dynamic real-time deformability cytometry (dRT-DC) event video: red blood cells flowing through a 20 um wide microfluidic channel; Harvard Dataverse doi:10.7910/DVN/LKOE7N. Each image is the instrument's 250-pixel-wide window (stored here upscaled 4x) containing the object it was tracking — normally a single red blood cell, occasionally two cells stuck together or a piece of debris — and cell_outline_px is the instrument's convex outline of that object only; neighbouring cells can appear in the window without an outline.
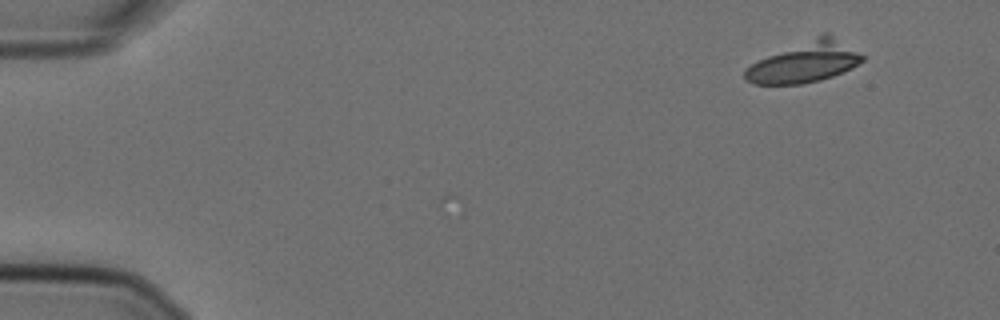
{"species": "Egyptian fruit bat (a non-hibernating species)", "species_latin": "Rousettus aegyptiacus", "temperature_condition": "cold", "stored_images_in_passage": 11, "camera_frame_rate_fps": 3000, "um_per_image_px": 0.085, "animal": {"sex": "female"}, "frame": {"image": 1, "passage_image": 11, "time_ms": 3.333, "image_size_px": [1000, 320], "cell_outline_px": [[864, 60], [852, 68], [832, 76], [820, 80], [804, 84], [756, 84], [744, 80], [744, 68], [768, 56], [824, 32], [828, 32], [864, 56]], "centroid_in_image_um": [68.41, 5.29], "position_along_channel_um": 16.6, "area_um2": 27.51}}